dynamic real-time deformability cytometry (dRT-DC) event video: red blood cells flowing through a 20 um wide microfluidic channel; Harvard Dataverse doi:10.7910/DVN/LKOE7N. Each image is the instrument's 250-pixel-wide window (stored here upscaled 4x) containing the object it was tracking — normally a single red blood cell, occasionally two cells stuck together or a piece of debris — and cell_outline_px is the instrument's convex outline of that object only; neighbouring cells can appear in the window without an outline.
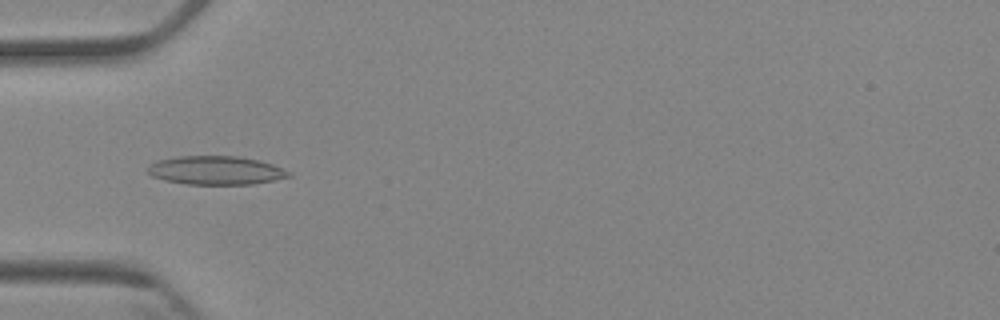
{"species": "Egyptian fruit bat (a non-hibernating species)", "species_latin": "Rousettus aegyptiacus", "temperature_condition": "cold", "stored_images_in_passage": 6, "camera_frame_rate_fps": 3000, "um_per_image_px": 0.085, "animal": {"sex": "female"}, "frame": {"image": 1, "passage_image": 4, "time_ms": 4.667, "image_size_px": [1000, 320], "cell_outline_px": [[292, 176], [252, 184], [188, 184], [164, 180], [152, 176], [144, 168], [148, 164], [156, 160], [180, 156], [236, 156], [256, 160], [272, 164], [292, 172]], "centroid_in_image_um": [18.29, 14.47], "position_along_channel_um": 66.7, "area_um2": 23.52}}
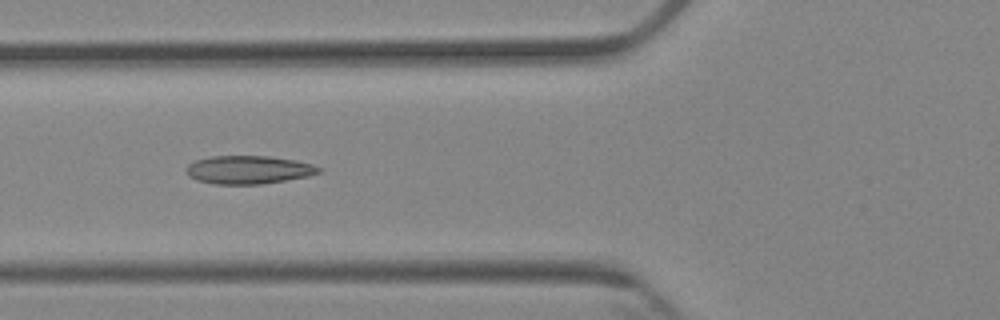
{"frame": {"image": 2, "passage_image": 5, "time_ms": 5.667, "image_size_px": [1000, 320], "cell_outline_px": [[324, 168], [320, 172], [308, 176], [260, 184], [212, 184], [196, 180], [188, 176], [184, 172], [184, 168], [188, 164], [196, 160], [212, 156], [268, 156], [296, 160], [312, 164]], "centroid_in_image_um": [21.09, 14.43], "position_along_channel_um": 104.7, "area_um2": 21.96}}
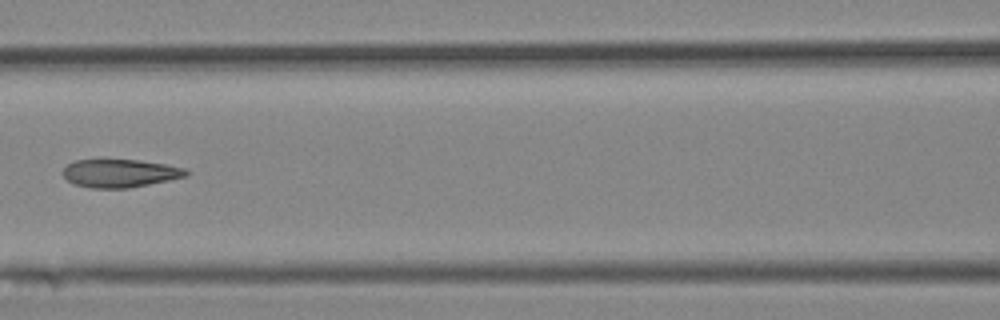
{"frame": {"image": 3, "passage_image": 6, "time_ms": 7.0, "image_size_px": [1000, 320], "cell_outline_px": [[188, 176], [128, 188], [88, 188], [72, 184], [64, 176], [64, 168], [68, 164], [76, 160], [140, 160], [168, 164], [188, 168]], "centroid_in_image_um": [10.23, 14.72], "position_along_channel_um": 156.4, "area_um2": 20.23}}